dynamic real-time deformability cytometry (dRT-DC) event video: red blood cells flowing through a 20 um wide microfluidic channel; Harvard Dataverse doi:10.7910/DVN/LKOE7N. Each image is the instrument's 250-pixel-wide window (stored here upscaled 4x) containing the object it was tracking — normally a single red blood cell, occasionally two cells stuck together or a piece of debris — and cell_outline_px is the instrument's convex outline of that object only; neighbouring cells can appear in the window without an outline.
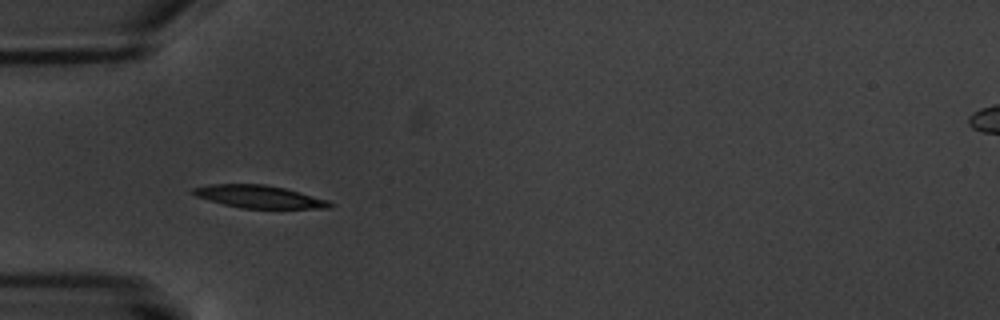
{"species": "common noctule bat (a hibernating species)", "species_latin": "Nyctalus noctula", "temperature_condition": "warm", "stored_images_in_passage": 7, "camera_frame_rate_fps": 3000, "um_per_image_px": 0.085, "animal": {"sex": "male", "body_mass_g": 20.1, "forearm_length_mm": 53.5}, "frame": {"image": 1, "passage_image": 6, "time_ms": 6.0, "image_size_px": [1000, 320], "cell_outline_px": [[336, 204], [332, 208], [240, 208], [208, 200], [196, 196], [192, 192], [192, 188], [212, 184], [264, 184], [284, 188], [300, 192], [328, 200]], "centroid_in_image_um": [22.06, 16.72], "position_along_channel_um": 62.9, "area_um2": 17.98}}